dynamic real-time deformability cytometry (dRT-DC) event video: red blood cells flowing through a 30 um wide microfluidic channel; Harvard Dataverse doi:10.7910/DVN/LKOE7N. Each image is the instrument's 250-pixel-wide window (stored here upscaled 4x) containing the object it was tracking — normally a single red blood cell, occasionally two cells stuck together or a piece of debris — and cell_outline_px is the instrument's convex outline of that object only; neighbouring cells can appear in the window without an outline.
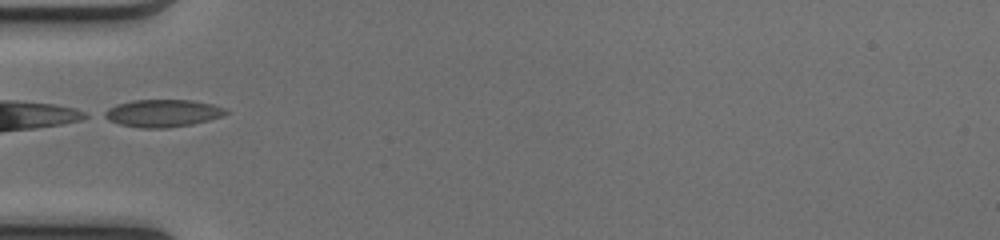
{"species": "common noctule bat (a hibernating species)", "species_latin": "Nyctalus noctula", "temperature_condition": "cold", "stored_images_in_passage": 17, "camera_frame_rate_fps": 3000, "um_per_image_px": 0.085, "animal": {"sex": "female", "body_mass_g": 17.0, "forearm_length_mm": 48.0}, "frame": {"image": 1, "passage_image": 1, "time_ms": 0.0, "image_size_px": [1000, 240], "cell_outline_px": [[228, 112], [224, 116], [192, 124], [168, 128], [140, 128], [120, 124], [108, 120], [100, 116], [100, 112], [116, 104], [132, 100], [192, 100], [212, 104], [228, 108]], "centroid_in_image_um": [13.79, 9.62], "position_along_channel_um": 71.2, "area_um2": 19.77}}